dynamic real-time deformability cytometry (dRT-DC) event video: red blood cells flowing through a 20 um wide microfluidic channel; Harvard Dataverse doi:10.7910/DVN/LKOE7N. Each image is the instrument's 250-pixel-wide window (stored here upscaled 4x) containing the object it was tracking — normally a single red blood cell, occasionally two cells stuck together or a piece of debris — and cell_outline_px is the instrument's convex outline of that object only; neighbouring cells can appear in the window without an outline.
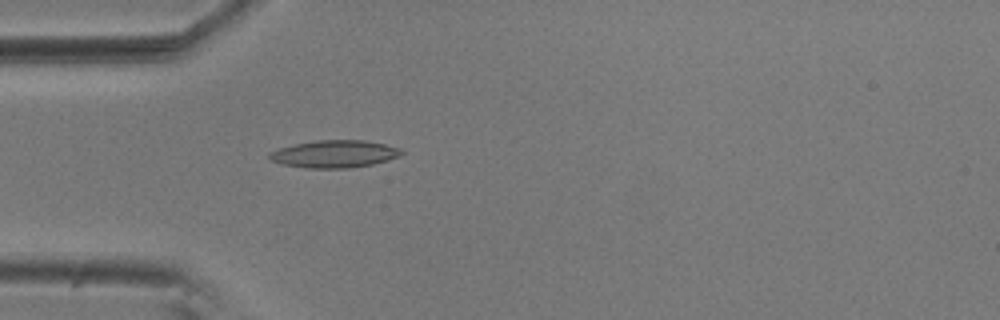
{"species": "common noctule bat (a hibernating species)", "species_latin": "Nyctalus noctula", "temperature_condition": "room temperature", "stored_images_in_passage": 44, "camera_frame_rate_fps": 3000, "um_per_image_px": 0.085, "animal": {"sex": "male", "body_mass_g": 20.5, "forearm_length_mm": 52.5}, "frame": {"image": 1, "passage_image": 11, "time_ms": 3.333, "image_size_px": [1000, 320], "cell_outline_px": [[404, 152], [400, 156], [388, 160], [372, 164], [348, 168], [304, 168], [280, 164], [272, 160], [268, 156], [268, 152], [276, 148], [316, 140], [364, 140], [384, 144], [400, 148]], "centroid_in_image_um": [28.4, 13.09], "position_along_channel_um": 56.6, "area_um2": 21.21}}
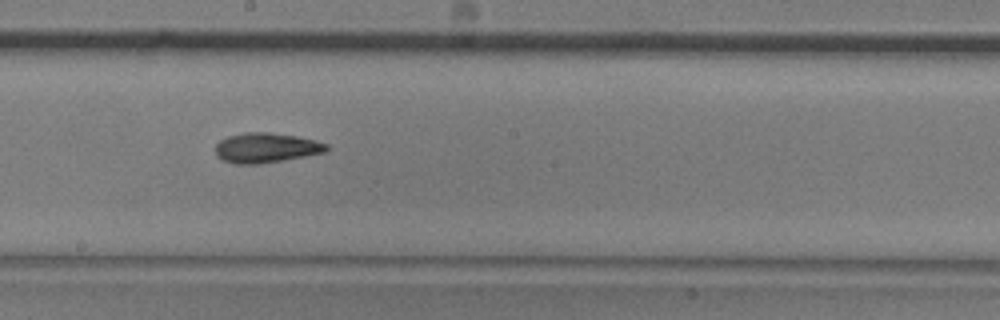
{"frame": {"image": 2, "passage_image": 25, "time_ms": 8.0, "image_size_px": [1000, 320], "cell_outline_px": [[328, 152], [284, 160], [256, 164], [232, 164], [220, 160], [216, 156], [216, 144], [220, 140], [228, 136], [244, 132], [268, 132], [296, 136], [316, 140], [328, 144]], "centroid_in_image_um": [22.61, 12.57], "position_along_channel_um": 225.6, "area_um2": 19.59}}
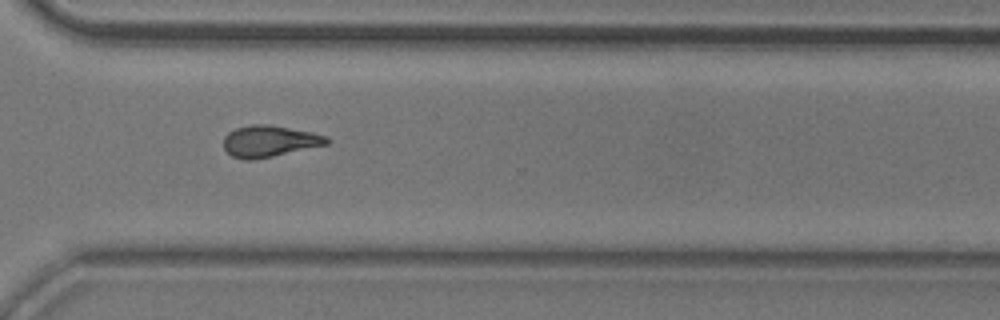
{"frame": {"image": 3, "passage_image": 35, "time_ms": 11.333, "image_size_px": [1000, 320], "cell_outline_px": [[332, 140], [328, 144], [272, 156], [252, 160], [244, 160], [232, 156], [224, 148], [224, 136], [228, 132], [236, 128], [252, 124], [268, 124], [312, 132], [328, 136]], "centroid_in_image_um": [22.91, 11.99], "position_along_channel_um": 347.7, "area_um2": 18.9}, "authors_computed_cell_mechanics": {"area_um2": 18.6405, "velocity_mm_per_s": 3.6791, "shape_relaxation_time_tau1_ms": 7.6911, "shape_relaxation_time_tau2_ms": 6.3459, "deformation_change_tau1": 0.1933, "deformation_change_tau2": 0.1712}}